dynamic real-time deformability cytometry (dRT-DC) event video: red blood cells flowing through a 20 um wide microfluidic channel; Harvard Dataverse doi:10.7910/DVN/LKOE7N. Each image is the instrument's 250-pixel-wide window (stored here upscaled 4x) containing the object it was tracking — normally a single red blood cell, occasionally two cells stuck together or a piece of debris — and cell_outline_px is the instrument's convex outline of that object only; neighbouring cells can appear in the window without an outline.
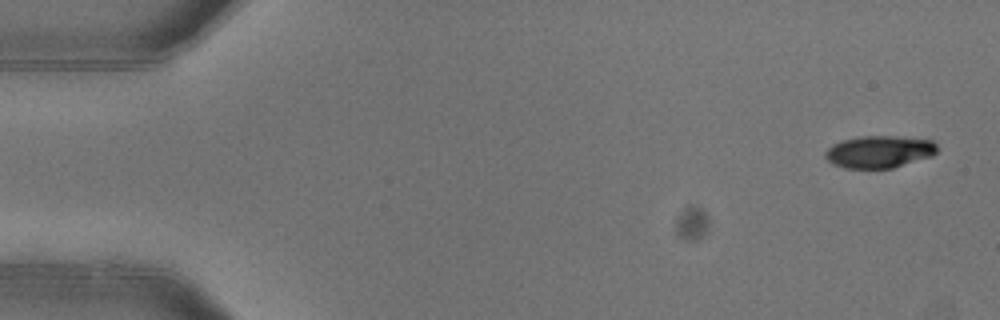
{"species": "common noctule bat (a hibernating species)", "species_latin": "Nyctalus noctula", "temperature_condition": "warm", "stored_images_in_passage": 4, "camera_frame_rate_fps": 3000, "um_per_image_px": 0.085, "animal": {"sex": "female"}, "frame": {"image": 1, "passage_image": 1, "time_ms": 0.0, "image_size_px": [1000, 320], "cell_outline_px": [[936, 152], [932, 156], [892, 168], [844, 168], [832, 164], [824, 156], [824, 152], [832, 144], [844, 140], [860, 136], [892, 136], [932, 140], [936, 144]], "centroid_in_image_um": [74.71, 12.9], "position_along_channel_um": 10.3, "area_um2": 20.92}}